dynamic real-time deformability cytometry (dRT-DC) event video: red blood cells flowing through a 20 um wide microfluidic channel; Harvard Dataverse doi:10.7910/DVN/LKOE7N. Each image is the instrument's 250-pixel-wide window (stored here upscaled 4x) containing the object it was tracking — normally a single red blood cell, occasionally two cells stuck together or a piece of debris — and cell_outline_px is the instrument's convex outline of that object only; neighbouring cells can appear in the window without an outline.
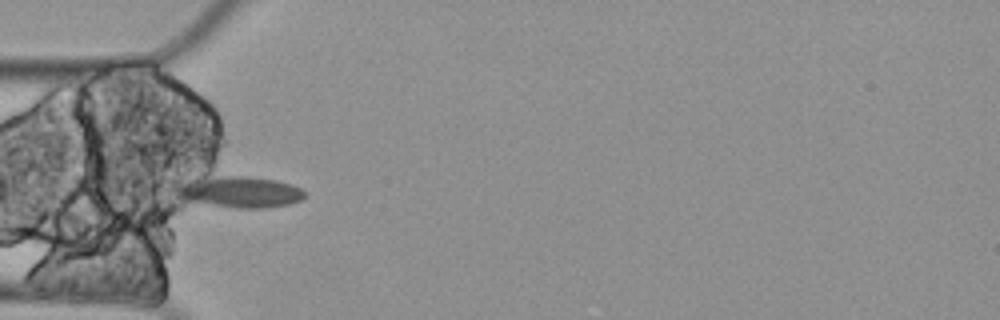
{"species": "Egyptian fruit bat (a non-hibernating species)", "species_latin": "Rousettus aegyptiacus", "temperature_condition": "cold", "stored_images_in_passage": 6, "camera_frame_rate_fps": 3000, "um_per_image_px": 0.085, "animal": {"sex": "female"}, "frame": {"image": 1, "passage_image": 5, "time_ms": 1.333, "image_size_px": [1000, 320], "cell_outline_px": [[304, 196], [300, 200], [288, 204], [260, 208], [240, 208], [188, 200], [180, 196], [176, 192], [176, 188], [188, 180], [224, 176], [244, 176], [276, 180], [292, 184], [300, 188], [304, 192]], "centroid_in_image_um": [20.43, 16.3], "position_along_channel_um": 64.6, "area_um2": 22.54}}
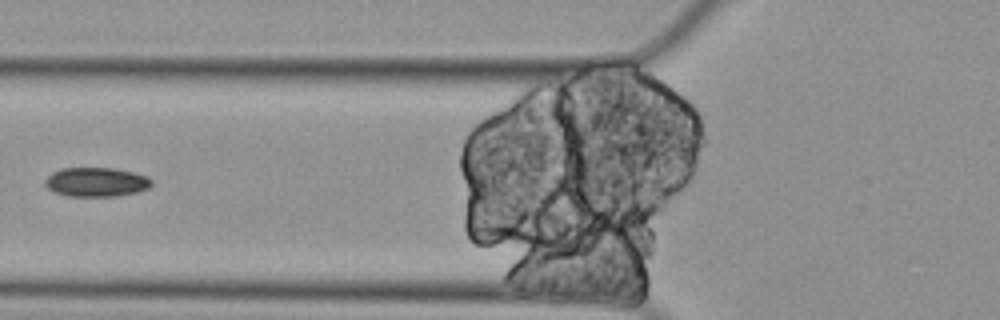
{"frame": {"image": 2, "passage_image": 6, "time_ms": 1.667, "image_size_px": [1000, 320], "cell_outline_px": [[152, 184], [148, 188], [136, 192], [116, 196], [68, 196], [52, 192], [44, 184], [44, 180], [52, 172], [60, 168], [112, 168], [132, 172], [144, 176], [152, 180]], "centroid_in_image_um": [8.12, 15.48], "position_along_channel_um": 117.7, "area_um2": 18.09}}